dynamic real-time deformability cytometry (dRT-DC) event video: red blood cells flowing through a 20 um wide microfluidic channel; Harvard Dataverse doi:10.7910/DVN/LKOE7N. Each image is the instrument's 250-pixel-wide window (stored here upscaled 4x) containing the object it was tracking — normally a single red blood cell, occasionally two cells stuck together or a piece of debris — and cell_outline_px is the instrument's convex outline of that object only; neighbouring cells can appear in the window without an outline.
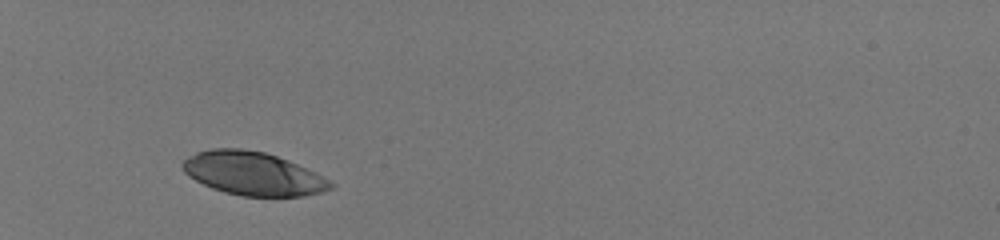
{"species": "human", "species_latin": "Homo sapiens", "temperature_condition": "room temperature", "stored_images_in_passage": 30, "camera_frame_rate_fps": 3000, "um_per_image_px": 0.085, "donor": {"sex": "male"}, "frame": {"image": 1, "passage_image": 1, "time_ms": 0.0, "image_size_px": [1000, 240], "cell_outline_px": [[336, 184], [332, 188], [320, 192], [304, 196], [240, 196], [224, 192], [212, 188], [188, 176], [184, 172], [180, 164], [188, 156], [196, 152], [212, 148], [240, 148], [264, 152], [288, 160], [308, 168], [316, 172]], "centroid_in_image_um": [21.5, 14.75], "position_along_channel_um": 63.5, "area_um2": 37.51}}
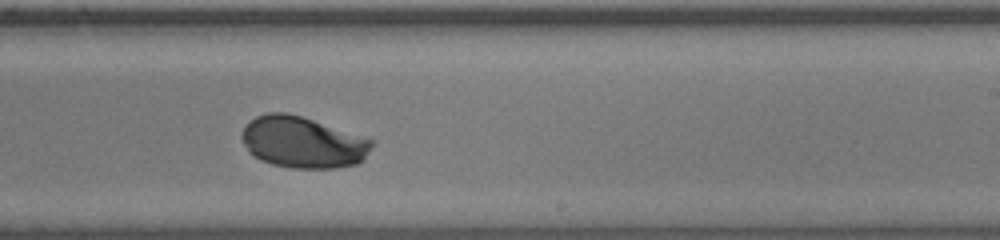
{"frame": {"image": 2, "passage_image": 18, "time_ms": 5.667, "image_size_px": [1000, 240], "cell_outline_px": [[376, 140], [364, 160], [356, 164], [336, 168], [292, 168], [272, 164], [260, 160], [252, 156], [248, 152], [240, 136], [244, 128], [256, 116], [268, 112], [284, 112], [300, 116]], "centroid_in_image_um": [25.74, 12.11], "position_along_channel_um": 263.3, "area_um2": 39.02}}
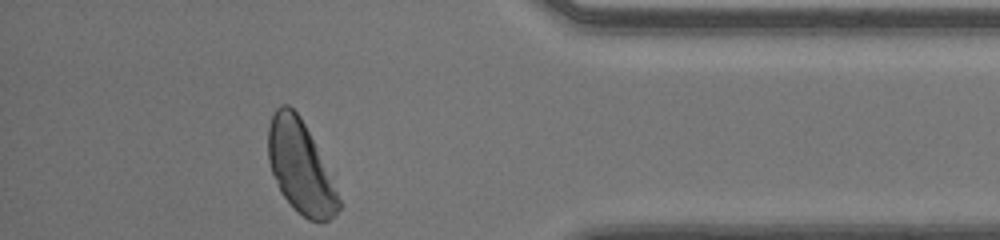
{"frame": {"image": 3, "passage_image": 30, "time_ms": 9.667, "image_size_px": [1000, 240], "cell_outline_px": [[340, 208], [328, 220], [308, 220], [292, 208], [280, 192], [272, 172], [268, 160], [268, 128], [272, 116], [276, 108], [280, 104], [288, 104], [300, 116], [312, 140], [340, 200]], "centroid_in_image_um": [25.47, 14.2], "position_along_channel_um": 409.7, "area_um2": 36.88}, "authors_computed_cell_mechanics": {"area_um2": 38.7549, "velocity_mm_per_s": 4.0563, "shape_relaxation_time_tau1_ms": 2.2613, "shape_relaxation_time_tau2_ms": null, "deformation_change_tau1": 0.1534, "deformation_change_tau2": null}}